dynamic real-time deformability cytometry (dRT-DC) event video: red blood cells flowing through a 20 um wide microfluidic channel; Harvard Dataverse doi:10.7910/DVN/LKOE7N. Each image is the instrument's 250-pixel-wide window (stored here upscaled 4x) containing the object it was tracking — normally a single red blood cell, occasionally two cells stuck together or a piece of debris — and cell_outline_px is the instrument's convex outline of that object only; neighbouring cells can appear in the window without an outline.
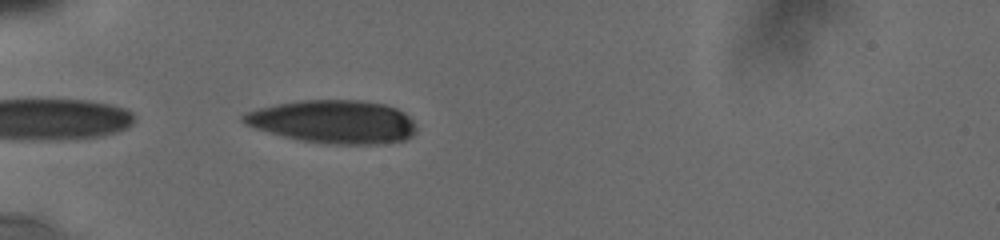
{"species": "human", "species_latin": "Homo sapiens", "temperature_condition": "cold", "stored_images_in_passage": 3, "camera_frame_rate_fps": 3000, "um_per_image_px": 0.085, "donor": {"sex": "male"}, "frame": {"image": 1, "passage_image": 1, "time_ms": 0.0, "image_size_px": [1000, 240], "cell_outline_px": [[416, 132], [412, 136], [404, 140], [384, 144], [328, 144], [300, 140], [284, 136], [256, 128], [244, 124], [240, 120], [240, 116], [248, 112], [260, 108], [300, 100], [364, 100], [384, 104], [396, 108], [404, 112], [412, 120], [416, 128]], "centroid_in_image_um": [28.38, 10.35], "position_along_channel_um": 56.6, "area_um2": 43.47}}